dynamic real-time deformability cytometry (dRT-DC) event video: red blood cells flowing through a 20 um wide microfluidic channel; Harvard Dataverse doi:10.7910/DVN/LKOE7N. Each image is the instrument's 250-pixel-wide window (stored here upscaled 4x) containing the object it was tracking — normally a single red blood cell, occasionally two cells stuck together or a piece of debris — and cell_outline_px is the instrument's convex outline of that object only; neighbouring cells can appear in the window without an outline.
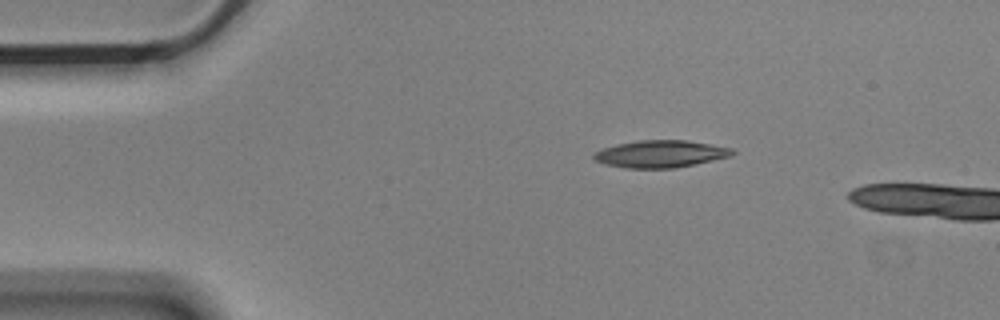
{"species": "Egyptian fruit bat (a non-hibernating species)", "species_latin": "Rousettus aegyptiacus", "temperature_condition": "cold", "stored_images_in_passage": 2, "camera_frame_rate_fps": 3000, "um_per_image_px": 0.085, "animal": {"sex": "male"}, "frame": {"image": 1, "passage_image": 1, "time_ms": 0.0, "image_size_px": [1000, 320], "cell_outline_px": [[736, 152], [732, 156], [696, 164], [676, 168], [624, 168], [604, 164], [596, 160], [592, 156], [592, 152], [616, 144], [636, 140], [688, 140], [732, 148]], "centroid_in_image_um": [56.14, 13.08], "position_along_channel_um": 28.9, "area_um2": 22.2}}